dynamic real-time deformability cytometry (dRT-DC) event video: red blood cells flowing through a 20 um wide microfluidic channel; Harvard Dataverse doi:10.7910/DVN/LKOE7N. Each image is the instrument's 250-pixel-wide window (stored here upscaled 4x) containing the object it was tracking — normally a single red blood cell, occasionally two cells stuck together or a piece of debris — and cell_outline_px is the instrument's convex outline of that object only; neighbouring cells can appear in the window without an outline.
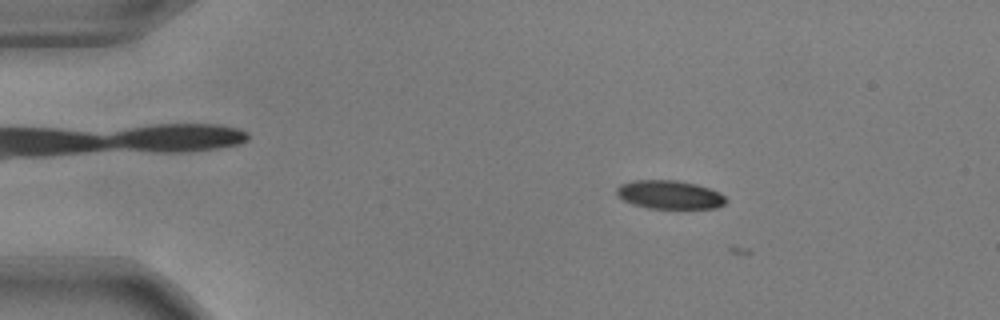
{"species": "common noctule bat (a hibernating species)", "species_latin": "Nyctalus noctula", "temperature_condition": "warm", "stored_images_in_passage": 10, "camera_frame_rate_fps": 3000, "um_per_image_px": 0.085, "animal": {"sex": "male", "body_mass_g": 17.9, "forearm_length_mm": 54.2}, "frame": {"image": 1, "passage_image": 9, "time_ms": 2.667, "image_size_px": [1000, 320], "cell_outline_px": [[728, 200], [724, 204], [716, 208], [648, 208], [632, 204], [616, 196], [616, 188], [620, 184], [632, 180], [676, 180], [696, 184], [720, 192]], "centroid_in_image_um": [56.89, 16.54], "position_along_channel_um": 28.1, "area_um2": 18.26}}